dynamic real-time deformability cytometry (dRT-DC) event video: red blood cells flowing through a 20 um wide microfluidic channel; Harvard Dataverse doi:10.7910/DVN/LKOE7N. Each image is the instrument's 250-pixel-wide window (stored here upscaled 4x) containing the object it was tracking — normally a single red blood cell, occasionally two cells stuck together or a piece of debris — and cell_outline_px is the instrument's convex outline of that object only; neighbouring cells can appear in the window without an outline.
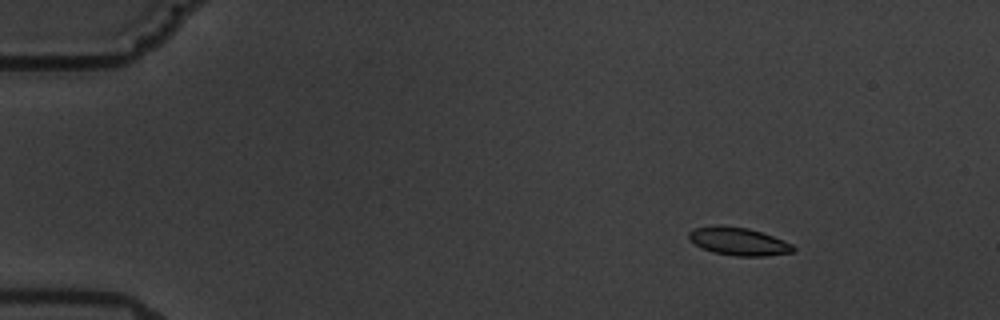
{"species": "common noctule bat (a hibernating species)", "species_latin": "Nyctalus noctula", "temperature_condition": "warm", "stored_images_in_passage": 8, "camera_frame_rate_fps": 3000, "um_per_image_px": 0.085, "animal": {"sex": "male", "body_mass_g": 19.5, "forearm_length_mm": 54.6}, "frame": {"image": 1, "passage_image": 3, "time_ms": 2.333, "image_size_px": [1000, 320], "cell_outline_px": [[796, 248], [792, 252], [764, 256], [736, 256], [712, 252], [700, 248], [688, 240], [688, 232], [692, 228], [748, 228], [784, 240], [792, 244]], "centroid_in_image_um": [62.78, 20.57], "position_along_channel_um": 22.2, "area_um2": 16.42}}
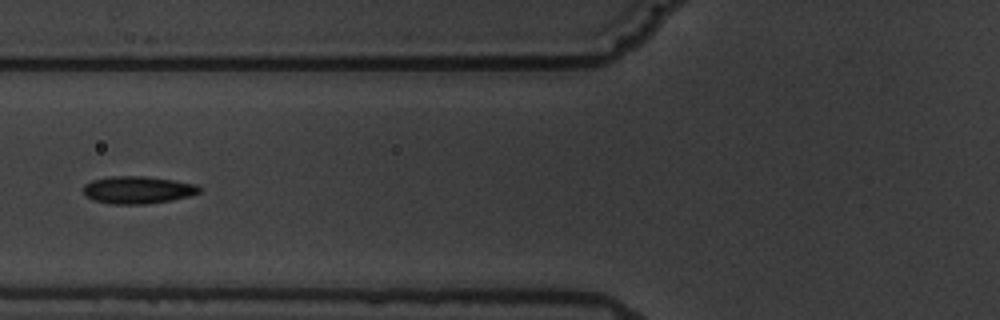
{"frame": {"image": 2, "passage_image": 7, "time_ms": 7.667, "image_size_px": [1000, 320], "cell_outline_px": [[200, 192], [188, 196], [172, 200], [144, 204], [112, 204], [92, 200], [84, 192], [84, 184], [92, 180], [108, 176], [148, 176], [196, 184], [200, 188]], "centroid_in_image_um": [11.69, 16.13], "position_along_channel_um": 114.1, "area_um2": 18.5}}
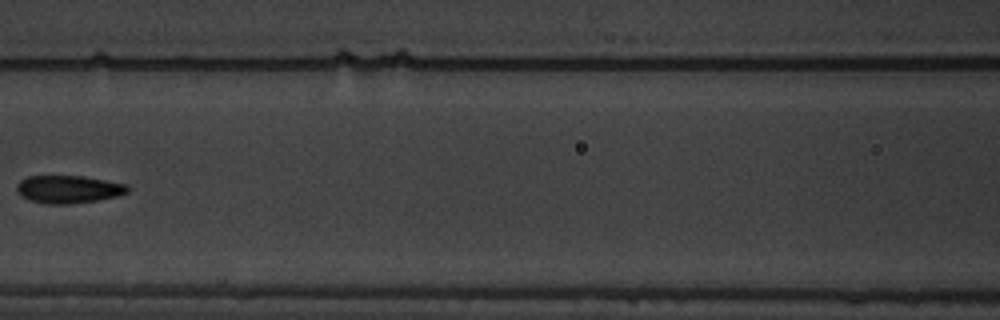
{"frame": {"image": 3, "passage_image": 8, "time_ms": 9.0, "image_size_px": [1000, 320], "cell_outline_px": [[128, 192], [116, 196], [100, 200], [72, 204], [44, 204], [28, 200], [20, 196], [16, 192], [16, 184], [20, 180], [28, 176], [84, 176], [128, 184]], "centroid_in_image_um": [5.78, 16.09], "position_along_channel_um": 160.8, "area_um2": 18.26}}